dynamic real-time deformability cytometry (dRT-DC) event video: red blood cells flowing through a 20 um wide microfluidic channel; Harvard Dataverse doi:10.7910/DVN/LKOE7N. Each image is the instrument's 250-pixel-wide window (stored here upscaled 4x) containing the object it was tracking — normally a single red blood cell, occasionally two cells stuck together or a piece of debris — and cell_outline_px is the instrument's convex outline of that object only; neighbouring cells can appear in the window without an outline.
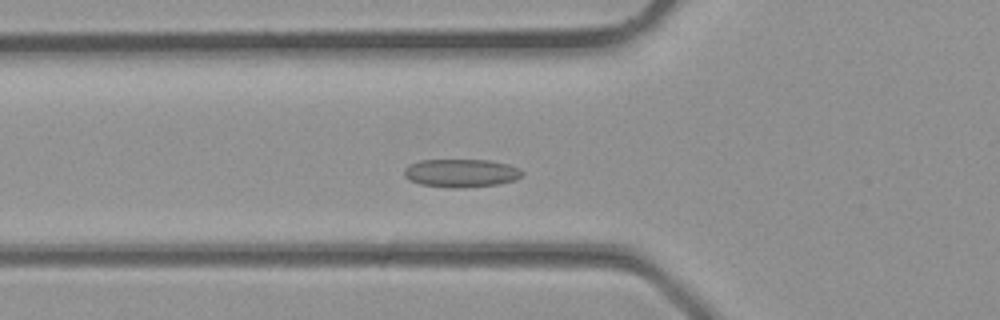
{"species": "common noctule bat (a hibernating species)", "species_latin": "Nyctalus noctula", "temperature_condition": "room temperature", "stored_images_in_passage": 33, "camera_frame_rate_fps": 3000, "um_per_image_px": 0.085, "animal": {"sex": "male", "body_mass_g": 23.1, "forearm_length_mm": 52.7}, "frame": {"image": 1, "passage_image": 9, "time_ms": 2.667, "image_size_px": [1000, 320], "cell_outline_px": [[524, 172], [516, 180], [496, 184], [460, 188], [452, 188], [420, 184], [408, 180], [404, 176], [404, 168], [408, 164], [420, 160], [488, 160], [508, 164], [520, 168]], "centroid_in_image_um": [39.16, 14.7], "position_along_channel_um": 86.6, "area_um2": 19.48}}
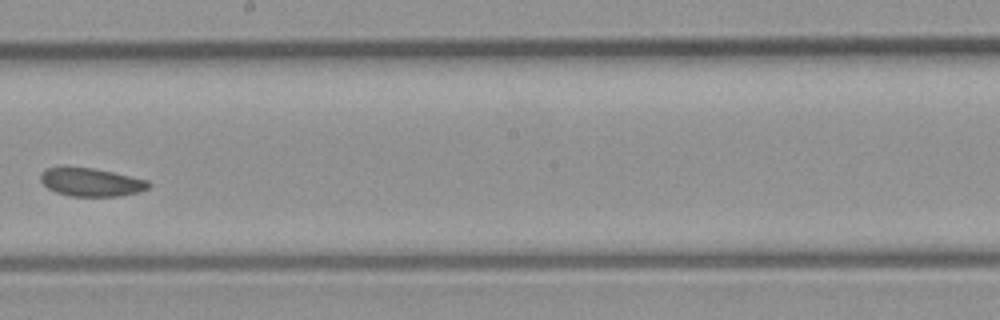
{"frame": {"image": 2, "passage_image": 17, "time_ms": 5.333, "image_size_px": [1000, 320], "cell_outline_px": [[152, 184], [148, 188], [140, 192], [120, 196], [72, 196], [56, 192], [48, 188], [40, 180], [40, 172], [44, 168], [92, 168], [112, 172], [148, 180]], "centroid_in_image_um": [7.77, 15.5], "position_along_channel_um": 240.4, "area_um2": 17.63}}
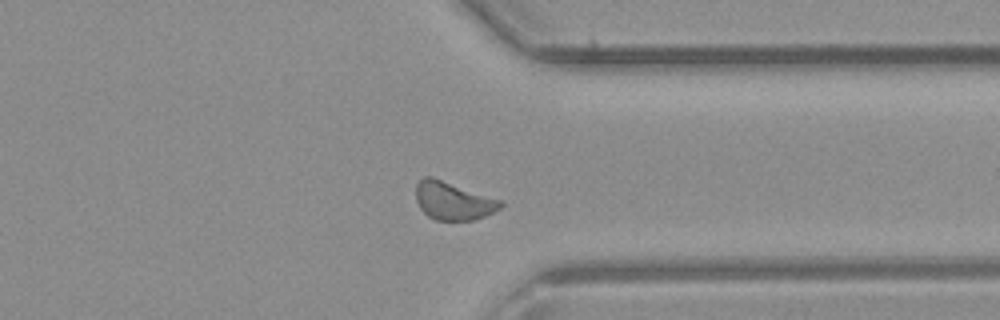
{"frame": {"image": 3, "passage_image": 24, "time_ms": 7.667, "image_size_px": [1000, 320], "cell_outline_px": [[504, 204], [500, 208], [484, 216], [472, 220], [436, 220], [428, 216], [420, 208], [416, 200], [416, 184], [424, 176], [432, 176], [500, 200]], "centroid_in_image_um": [38.48, 17.06], "position_along_channel_um": 372.9, "area_um2": 18.55}}